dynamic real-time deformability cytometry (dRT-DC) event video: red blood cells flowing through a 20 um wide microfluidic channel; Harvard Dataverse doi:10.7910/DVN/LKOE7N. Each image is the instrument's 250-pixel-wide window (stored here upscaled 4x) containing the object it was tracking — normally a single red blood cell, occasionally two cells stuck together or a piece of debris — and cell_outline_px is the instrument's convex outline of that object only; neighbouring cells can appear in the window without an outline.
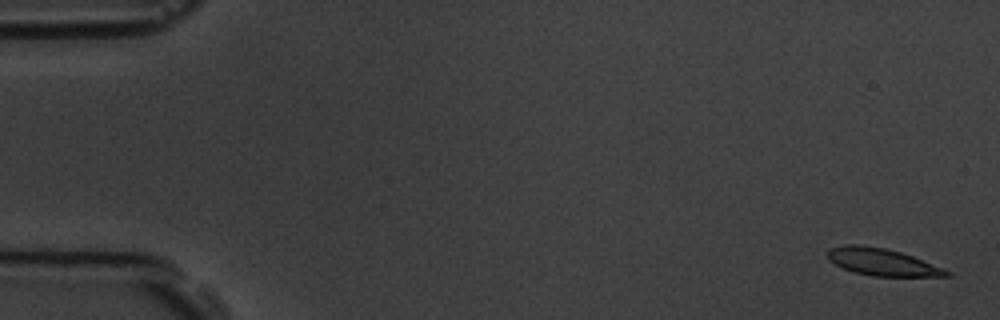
{"species": "common noctule bat (a hibernating species)", "species_latin": "Nyctalus noctula", "temperature_condition": "room temperature", "stored_images_in_passage": 13, "camera_frame_rate_fps": 3000, "um_per_image_px": 0.085, "animal": {"sex": "male", "body_mass_g": 19.5, "forearm_length_mm": 54.6}, "frame": {"image": 1, "passage_image": 1, "time_ms": 0.0, "image_size_px": [1000, 320], "cell_outline_px": [[952, 276], [872, 276], [852, 272], [828, 260], [828, 248], [844, 244], [860, 244], [884, 248], [900, 252], [912, 256], [944, 268], [952, 272]], "centroid_in_image_um": [74.97, 22.27], "position_along_channel_um": 10.0, "area_um2": 18.84}}
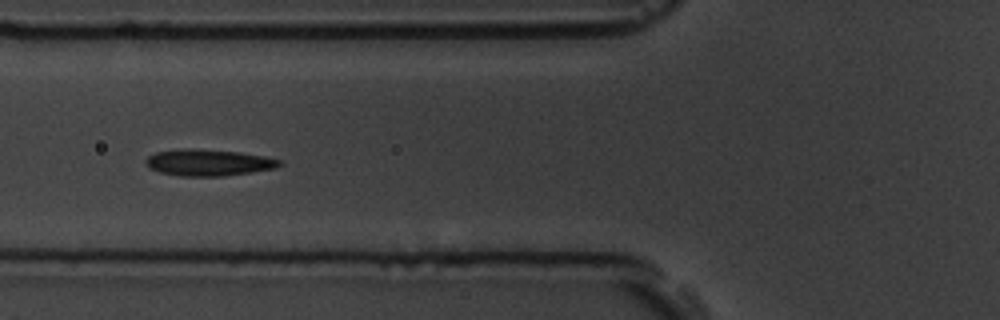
{"frame": {"image": 2, "passage_image": 6, "time_ms": 6.667, "image_size_px": [1000, 320], "cell_outline_px": [[284, 164], [276, 168], [252, 172], [224, 176], [180, 176], [160, 172], [148, 168], [144, 160], [148, 156], [156, 152], [184, 148], [192, 148], [240, 152], [264, 156], [280, 160]], "centroid_in_image_um": [17.71, 13.82], "position_along_channel_um": 108.1, "area_um2": 20.81}}
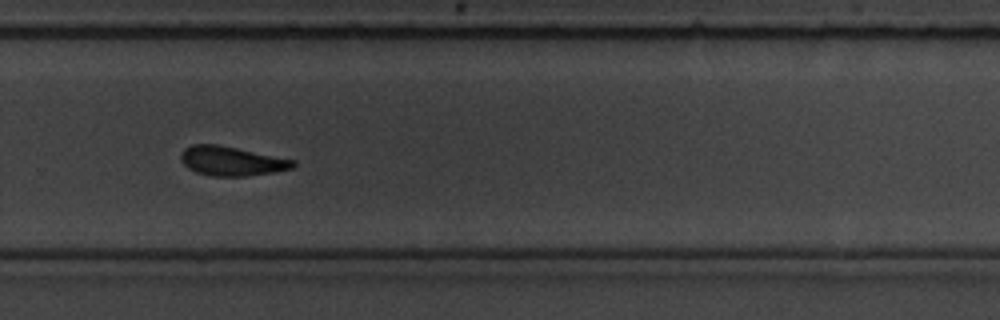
{"frame": {"image": 3, "passage_image": 11, "time_ms": 12.333, "image_size_px": [1000, 320], "cell_outline_px": [[296, 164], [292, 168], [272, 172], [244, 176], [212, 176], [196, 172], [188, 168], [180, 160], [180, 152], [184, 148], [192, 144], [216, 144], [296, 160]], "centroid_in_image_um": [19.64, 13.68], "position_along_channel_um": 310.2, "area_um2": 19.07}, "authors_computed_cell_mechanics": {"area_um2": 19.3052, "velocity_mm_per_s": 3.5665, "shape_relaxation_time_tau1_ms": 3.2585, "shape_relaxation_time_tau2_ms": 3.4561, "deformation_change_tau1": 0.0839, "deformation_change_tau2": 0.0765}}